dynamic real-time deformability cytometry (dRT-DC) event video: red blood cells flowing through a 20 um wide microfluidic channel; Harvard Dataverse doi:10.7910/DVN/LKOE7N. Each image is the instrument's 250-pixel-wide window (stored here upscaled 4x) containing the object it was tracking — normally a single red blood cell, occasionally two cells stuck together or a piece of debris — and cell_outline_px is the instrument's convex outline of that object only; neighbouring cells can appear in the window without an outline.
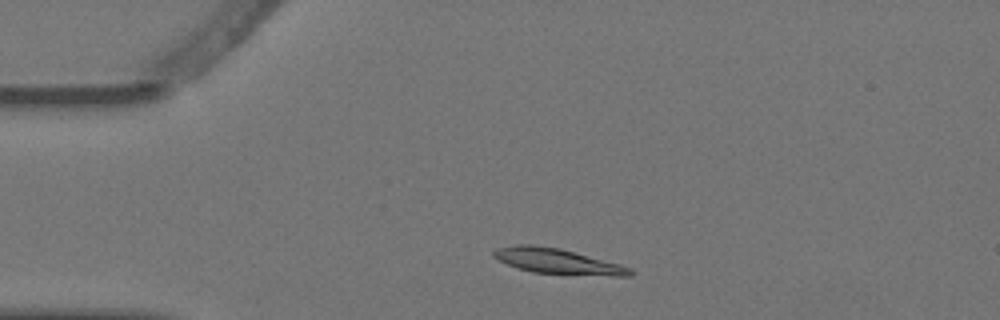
{"species": "Egyptian fruit bat (a non-hibernating species)", "species_latin": "Rousettus aegyptiacus", "temperature_condition": "warm", "stored_images_in_passage": 3, "camera_frame_rate_fps": 3000, "um_per_image_px": 0.085, "animal": {"sex": "female"}, "frame": {"image": 1, "passage_image": 2, "time_ms": 0.333, "image_size_px": [1000, 320], "cell_outline_px": [[632, 276], [616, 276], [532, 272], [516, 268], [492, 256], [492, 252], [496, 248], [516, 244], [532, 244], [560, 248], [620, 264], [632, 268]], "centroid_in_image_um": [47.37, 22.19], "position_along_channel_um": 37.6, "area_um2": 20.06}}